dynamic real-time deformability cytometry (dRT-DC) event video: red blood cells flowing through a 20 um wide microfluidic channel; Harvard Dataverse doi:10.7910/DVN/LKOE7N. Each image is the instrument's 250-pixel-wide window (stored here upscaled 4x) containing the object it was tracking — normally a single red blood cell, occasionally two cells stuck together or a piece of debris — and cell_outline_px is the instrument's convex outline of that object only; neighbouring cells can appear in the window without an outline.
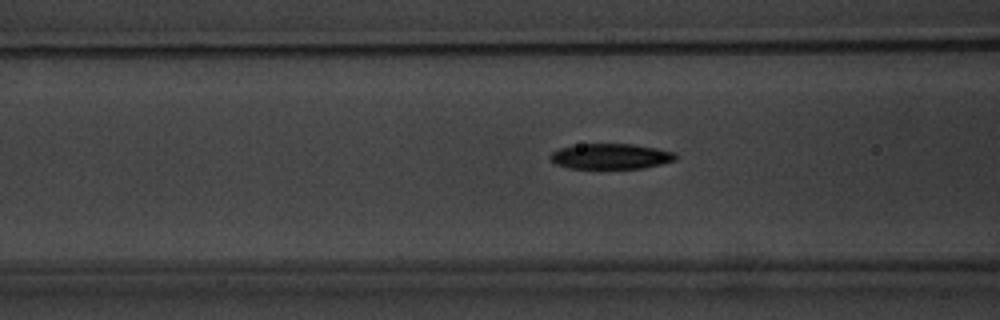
{"species": "common noctule bat (a hibernating species)", "species_latin": "Nyctalus noctula", "temperature_condition": "warm", "stored_images_in_passage": 35, "camera_frame_rate_fps": 3000, "um_per_image_px": 0.085, "animal": {"sex": "male", "body_mass_g": 20.1, "forearm_length_mm": 53.5}, "frame": {"image": 1, "passage_image": 5, "time_ms": 1.333, "image_size_px": [1000, 320], "cell_outline_px": [[680, 156], [676, 160], [644, 168], [568, 168], [556, 164], [548, 156], [552, 152], [560, 148], [580, 144], [632, 144], [656, 148], [676, 152]], "centroid_in_image_um": [51.95, 13.29], "position_along_channel_um": 114.6, "area_um2": 18.61}}
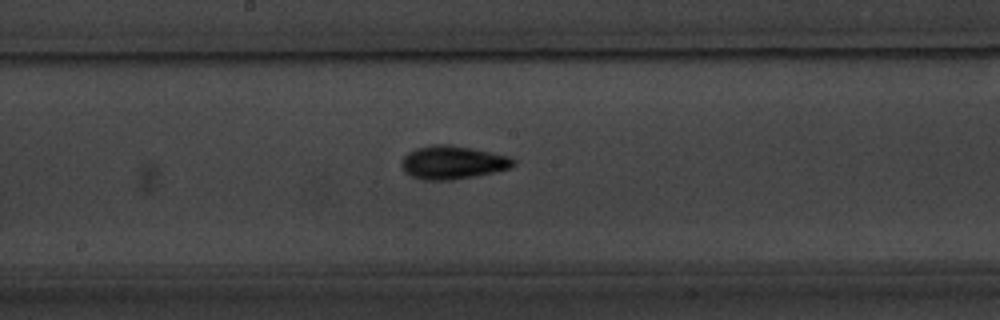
{"frame": {"image": 2, "passage_image": 13, "time_ms": 4.0, "image_size_px": [1000, 320], "cell_outline_px": [[516, 164], [508, 168], [492, 172], [452, 180], [424, 180], [412, 176], [400, 164], [404, 156], [408, 152], [416, 148], [432, 144], [452, 144], [472, 148], [508, 156], [516, 160]], "centroid_in_image_um": [38.47, 13.79], "position_along_channel_um": 209.7, "area_um2": 21.5}}
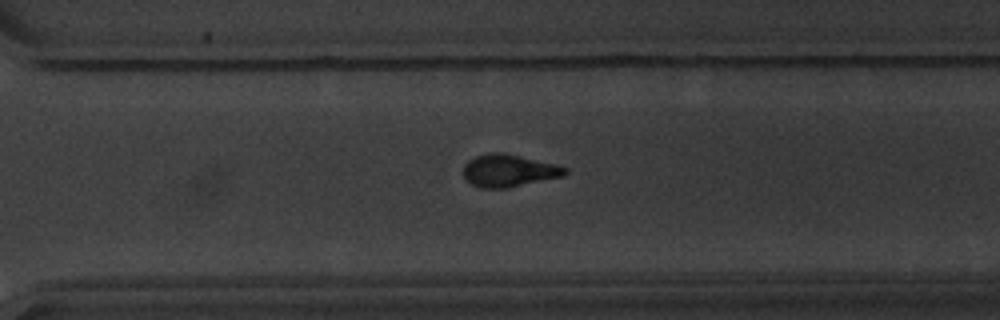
{"frame": {"image": 3, "passage_image": 23, "time_ms": 7.333, "image_size_px": [1000, 320], "cell_outline_px": [[568, 172], [564, 176], [504, 188], [484, 188], [472, 184], [464, 176], [464, 164], [468, 160], [476, 156], [488, 152], [504, 152], [556, 164], [568, 168]], "centroid_in_image_um": [43.26, 14.48], "position_along_channel_um": 327.3, "area_um2": 19.13}, "authors_computed_cell_mechanics": {"area_um2": 19.0162, "velocity_mm_per_s": 3.5445, "shape_relaxation_time_tau1_ms": 2.5065, "shape_relaxation_time_tau2_ms": 6.4375, "deformation_change_tau1": 0.1544, "deformation_change_tau2": 0.1048}}